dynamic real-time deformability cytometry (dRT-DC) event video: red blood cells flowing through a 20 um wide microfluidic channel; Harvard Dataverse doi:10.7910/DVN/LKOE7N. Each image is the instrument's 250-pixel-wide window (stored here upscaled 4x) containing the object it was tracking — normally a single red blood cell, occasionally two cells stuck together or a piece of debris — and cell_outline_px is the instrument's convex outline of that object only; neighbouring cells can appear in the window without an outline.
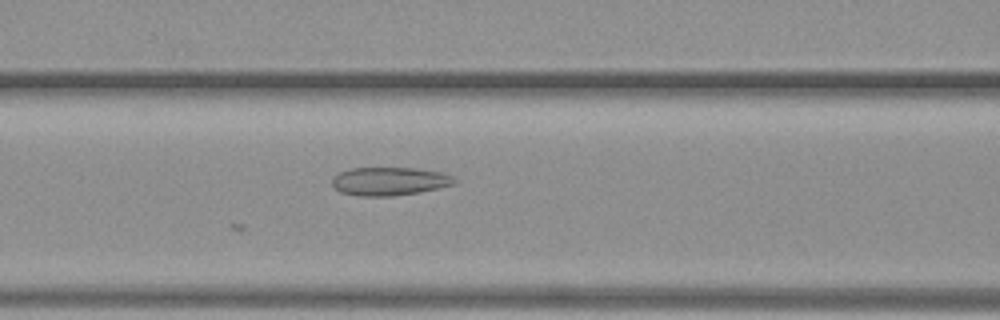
{"species": "common noctule bat (a hibernating species)", "species_latin": "Nyctalus noctula", "temperature_condition": "warm", "stored_images_in_passage": 37, "camera_frame_rate_fps": 3000, "um_per_image_px": 0.085, "animal": {"sex": "female", "body_mass_g": 19.3, "forearm_length_mm": 54.1}, "frame": {"image": 1, "passage_image": 6, "time_ms": 1.667, "image_size_px": [1000, 320], "cell_outline_px": [[456, 180], [452, 184], [420, 192], [392, 196], [360, 196], [340, 192], [332, 184], [332, 176], [340, 172], [352, 168], [416, 168], [444, 172], [452, 176]], "centroid_in_image_um": [33.08, 15.4], "position_along_channel_um": 133.5, "area_um2": 20.11}}
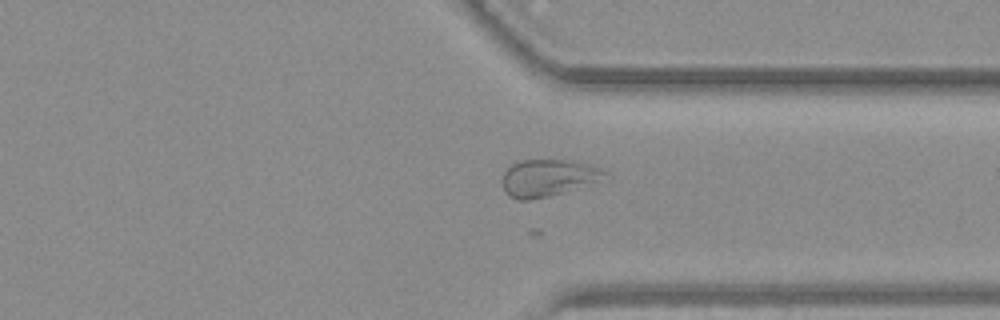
{"frame": {"image": 2, "passage_image": 24, "time_ms": 7.667, "image_size_px": [1000, 320], "cell_outline_px": [[608, 172], [596, 180], [548, 196], [528, 200], [520, 200], [504, 192], [504, 172], [512, 164], [520, 160], [568, 160], [588, 164], [600, 168]], "centroid_in_image_um": [46.5, 15.09], "position_along_channel_um": 364.9, "area_um2": 21.1}}
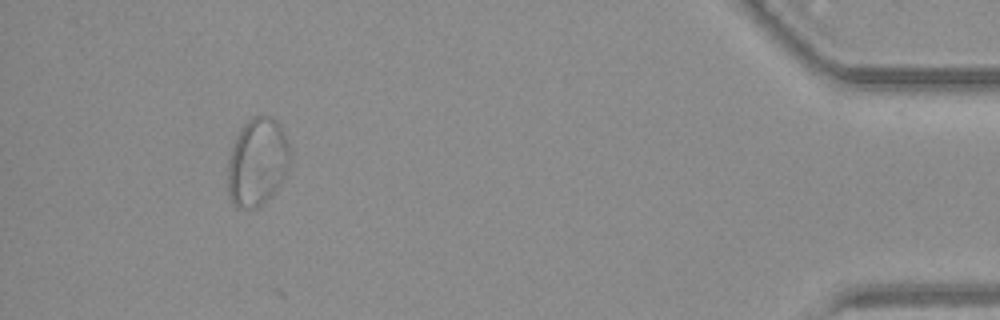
{"frame": {"image": 3, "passage_image": 33, "time_ms": 10.667, "image_size_px": [1000, 320], "cell_outline_px": [[292, 156], [288, 168], [280, 184], [260, 204], [252, 208], [236, 208], [228, 192], [228, 152], [232, 144], [244, 124], [252, 116], [272, 116], [280, 124], [288, 140]], "centroid_in_image_um": [21.88, 13.72], "position_along_channel_um": 413.3, "area_um2": 31.96}}